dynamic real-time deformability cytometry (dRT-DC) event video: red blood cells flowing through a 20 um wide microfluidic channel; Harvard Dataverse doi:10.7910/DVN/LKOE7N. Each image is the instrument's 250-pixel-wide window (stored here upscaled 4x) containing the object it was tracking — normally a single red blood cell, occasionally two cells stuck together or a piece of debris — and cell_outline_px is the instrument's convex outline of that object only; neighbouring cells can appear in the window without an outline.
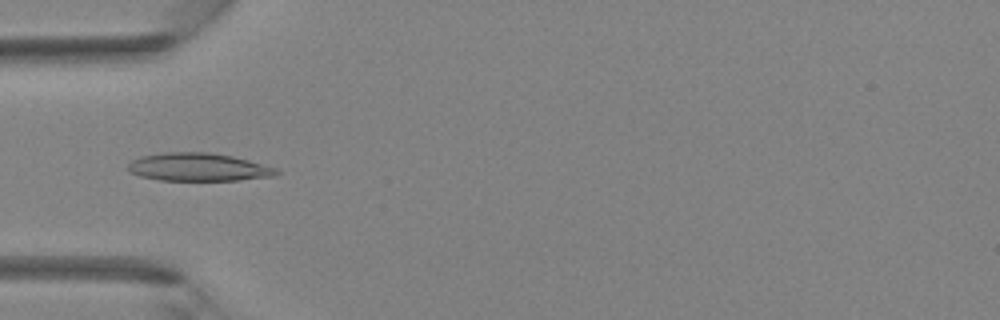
{"species": "Egyptian fruit bat (a non-hibernating species)", "species_latin": "Rousettus aegyptiacus", "temperature_condition": "room temperature", "stored_images_in_passage": 3, "camera_frame_rate_fps": 3000, "um_per_image_px": 0.085, "animal": {"sex": "female"}, "frame": {"image": 1, "passage_image": 2, "time_ms": 1.333, "image_size_px": [1000, 320], "cell_outline_px": [[280, 172], [276, 176], [236, 180], [160, 180], [140, 176], [128, 172], [128, 164], [132, 160], [140, 156], [164, 152], [208, 152], [232, 156], [248, 160], [276, 168]], "centroid_in_image_um": [16.83, 14.2], "position_along_channel_um": 68.2, "area_um2": 24.22}}
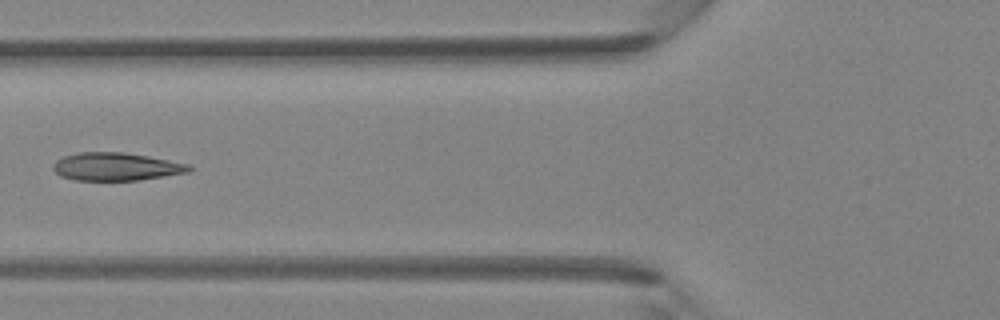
{"frame": {"image": 2, "passage_image": 3, "time_ms": 2.333, "image_size_px": [1000, 320], "cell_outline_px": [[192, 168], [188, 172], [140, 180], [76, 180], [60, 176], [52, 168], [52, 164], [56, 160], [64, 156], [76, 152], [124, 152], [148, 156], [188, 164]], "centroid_in_image_um": [9.82, 14.16], "position_along_channel_um": 116.0, "area_um2": 22.08}}